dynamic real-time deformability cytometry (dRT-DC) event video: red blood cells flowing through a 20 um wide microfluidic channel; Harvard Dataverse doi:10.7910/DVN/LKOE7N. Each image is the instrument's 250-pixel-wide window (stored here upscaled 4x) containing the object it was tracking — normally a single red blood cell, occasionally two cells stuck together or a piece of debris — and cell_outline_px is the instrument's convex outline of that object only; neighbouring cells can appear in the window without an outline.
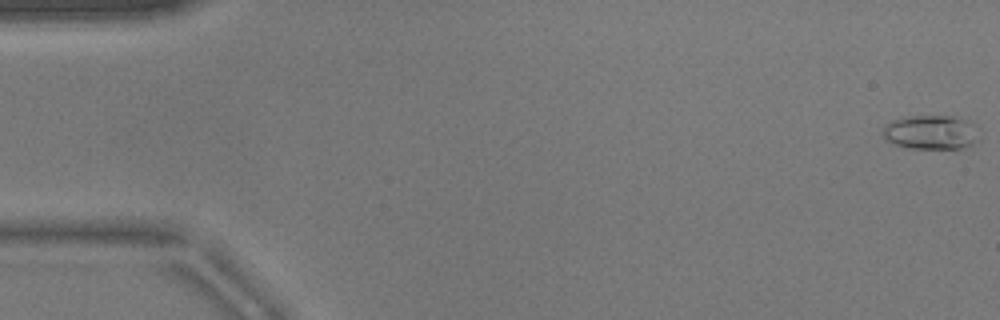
{"species": "common noctule bat (a hibernating species)", "species_latin": "Nyctalus noctula", "temperature_condition": "warm", "stored_images_in_passage": 53, "camera_frame_rate_fps": 3000, "um_per_image_px": 0.085, "animal": {"sex": "male", "body_mass_g": 17.9}, "frame": {"image": 1, "passage_image": 1, "time_ms": 0.0, "image_size_px": [1000, 320], "cell_outline_px": [[980, 140], [972, 144], [960, 148], [908, 148], [892, 144], [884, 140], [884, 124], [900, 116], [952, 116], [972, 120], [976, 124]], "centroid_in_image_um": [79.15, 11.22], "position_along_channel_um": 5.9, "area_um2": 19.71}}
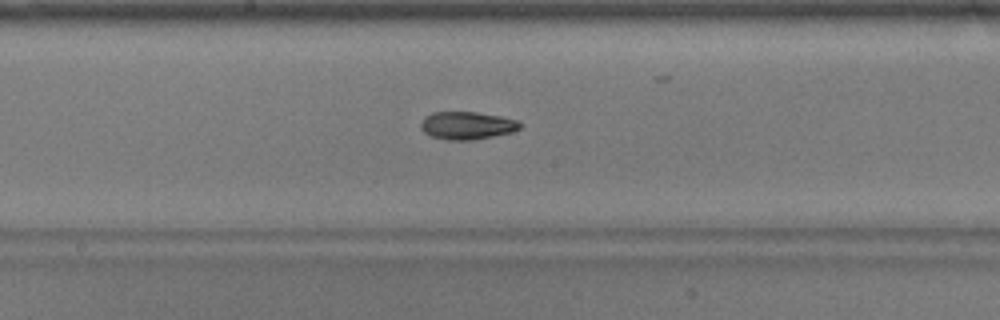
{"frame": {"image": 2, "passage_image": 28, "time_ms": 9.0, "image_size_px": [1000, 320], "cell_outline_px": [[520, 128], [512, 132], [492, 136], [468, 140], [448, 140], [428, 136], [420, 128], [420, 124], [424, 116], [432, 112], [476, 112], [500, 116], [516, 120], [520, 124]], "centroid_in_image_um": [39.63, 10.66], "position_along_channel_um": 208.6, "area_um2": 16.01}}
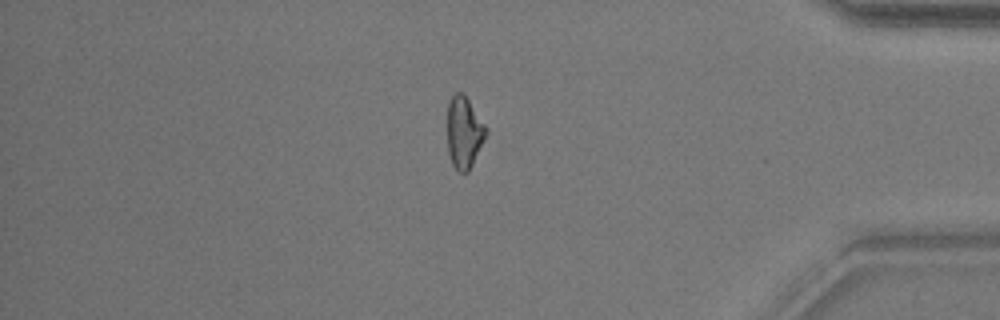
{"frame": {"image": 3, "passage_image": 45, "time_ms": 14.667, "image_size_px": [1000, 320], "cell_outline_px": [[488, 132], [468, 172], [460, 172], [452, 164], [448, 152], [448, 104], [452, 96], [456, 92], [460, 92], [468, 100], [488, 128]], "centroid_in_image_um": [39.45, 11.26], "position_along_channel_um": 395.7, "area_um2": 15.9}, "authors_computed_cell_mechanics": {"area_um2": 16.0106, "velocity_mm_per_s": 3.8691, "shape_relaxation_time_tau1_ms": 8.774, "shape_relaxation_time_tau2_ms": 2.3811, "deformation_change_tau1": 0.2021, "deformation_change_tau2": 0.0799}}